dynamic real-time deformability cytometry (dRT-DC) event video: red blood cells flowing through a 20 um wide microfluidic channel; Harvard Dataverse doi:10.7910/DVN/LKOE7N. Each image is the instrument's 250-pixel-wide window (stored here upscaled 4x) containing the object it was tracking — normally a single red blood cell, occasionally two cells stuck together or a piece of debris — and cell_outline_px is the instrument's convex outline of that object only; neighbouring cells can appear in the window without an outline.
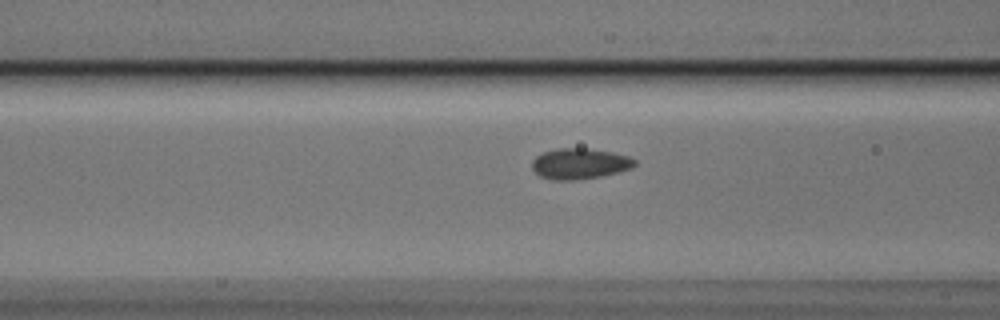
{"species": "Egyptian fruit bat (a non-hibernating species)", "species_latin": "Rousettus aegyptiacus", "temperature_condition": "cold", "stored_images_in_passage": 31, "camera_frame_rate_fps": 3000, "um_per_image_px": 0.085, "animal": {"sex": "male"}, "frame": {"image": 1, "passage_image": 8, "time_ms": 2.333, "image_size_px": [1000, 320], "cell_outline_px": [[636, 164], [632, 168], [620, 172], [600, 176], [572, 180], [552, 180], [540, 176], [532, 168], [532, 160], [536, 156], [544, 152], [556, 148], [584, 148], [612, 152], [628, 156], [636, 160]], "centroid_in_image_um": [49.28, 13.91], "position_along_channel_um": 117.3, "area_um2": 18.38}}
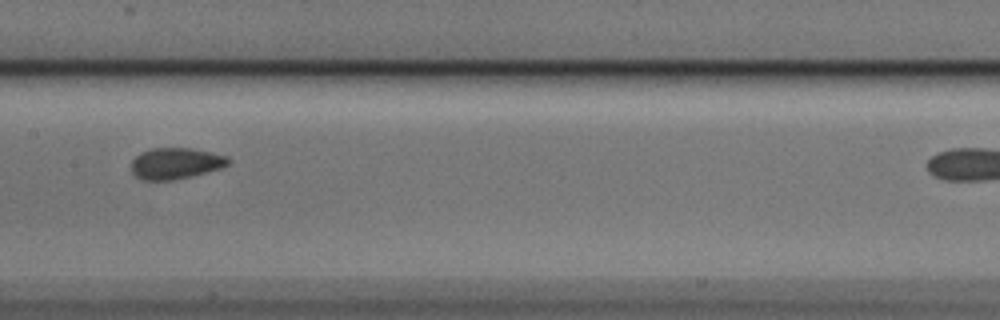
{"frame": {"image": 2, "passage_image": 14, "time_ms": 4.333, "image_size_px": [1000, 320], "cell_outline_px": [[232, 160], [228, 164], [220, 168], [172, 180], [140, 180], [132, 172], [132, 160], [140, 152], [152, 148], [192, 148], [212, 152], [228, 156]], "centroid_in_image_um": [14.92, 13.87], "position_along_channel_um": 192.5, "area_um2": 17.57}}
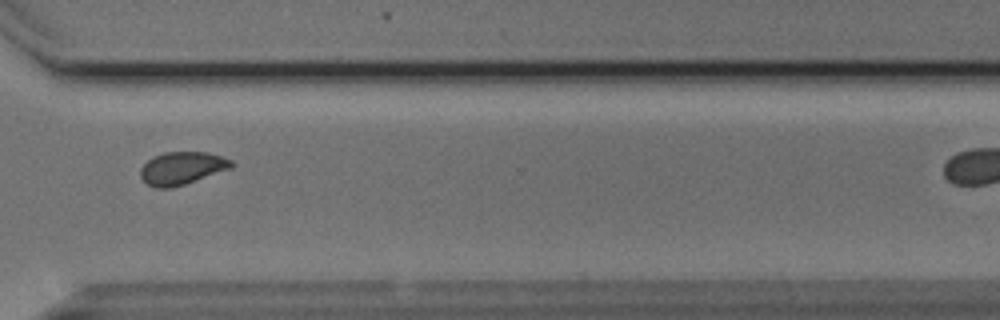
{"frame": {"image": 3, "passage_image": 27, "time_ms": 8.667, "image_size_px": [1000, 320], "cell_outline_px": [[236, 164], [232, 168], [172, 188], [156, 188], [148, 184], [140, 176], [140, 168], [152, 156], [164, 152], [208, 152], [232, 160]], "centroid_in_image_um": [15.47, 14.28], "position_along_channel_um": 355.1, "area_um2": 17.4}}